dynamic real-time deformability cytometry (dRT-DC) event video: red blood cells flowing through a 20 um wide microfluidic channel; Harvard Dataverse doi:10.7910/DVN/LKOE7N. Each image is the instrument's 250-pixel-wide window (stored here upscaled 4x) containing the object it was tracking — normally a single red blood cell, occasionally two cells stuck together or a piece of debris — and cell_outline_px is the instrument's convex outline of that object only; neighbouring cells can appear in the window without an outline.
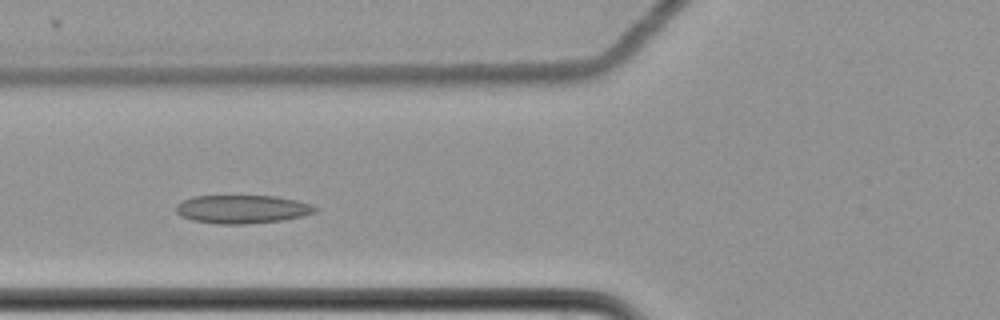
{"species": "common noctule bat (a hibernating species)", "species_latin": "Nyctalus noctula", "temperature_condition": "cold", "stored_images_in_passage": 5, "camera_frame_rate_fps": 3000, "um_per_image_px": 0.085, "animal": {"sex": "female", "body_mass_g": 22.7, "forearm_length_mm": 54.2}, "frame": {"image": 1, "passage_image": 4, "time_ms": 1.0, "image_size_px": [1000, 320], "cell_outline_px": [[320, 208], [316, 212], [284, 220], [244, 224], [220, 224], [192, 220], [180, 216], [176, 212], [176, 204], [180, 200], [192, 196], [276, 196], [296, 200], [312, 204]], "centroid_in_image_um": [20.57, 17.77], "position_along_channel_um": 105.2, "area_um2": 23.18}}
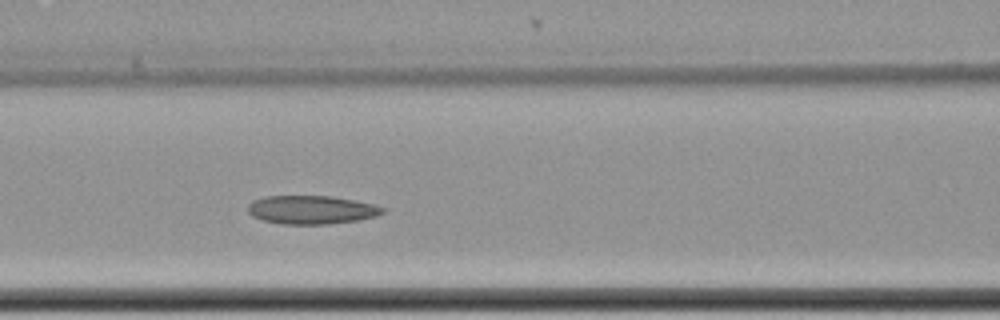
{"frame": {"image": 2, "passage_image": 5, "time_ms": 1.333, "image_size_px": [1000, 320], "cell_outline_px": [[384, 212], [376, 216], [356, 220], [328, 224], [280, 224], [264, 220], [252, 216], [248, 212], [248, 204], [252, 200], [264, 196], [328, 196], [352, 200], [372, 204], [384, 208]], "centroid_in_image_um": [26.41, 17.83], "position_along_channel_um": 140.2, "area_um2": 22.2}}